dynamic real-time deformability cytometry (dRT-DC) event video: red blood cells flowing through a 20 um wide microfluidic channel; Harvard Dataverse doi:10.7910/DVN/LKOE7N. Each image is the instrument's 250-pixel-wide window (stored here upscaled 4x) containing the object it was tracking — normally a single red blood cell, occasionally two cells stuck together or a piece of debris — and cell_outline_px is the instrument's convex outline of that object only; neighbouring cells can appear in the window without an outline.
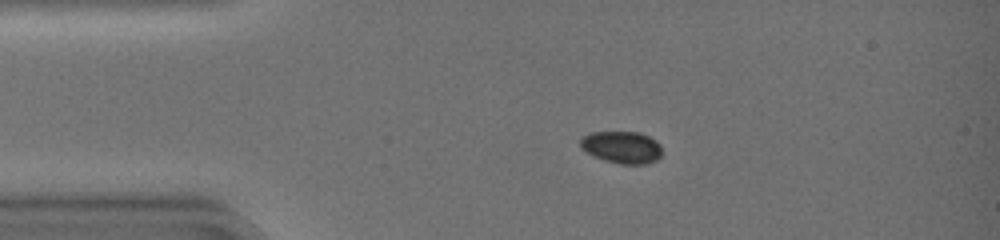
{"species": "common noctule bat (a hibernating species)", "species_latin": "Nyctalus noctula", "temperature_condition": "warm", "stored_images_in_passage": 45, "camera_frame_rate_fps": 3000, "um_per_image_px": 0.085, "animal": {"sex": "female", "body_mass_g": 19.0, "forearm_length_mm": 51.5}, "frame": {"image": 1, "passage_image": 9, "time_ms": 2.667, "image_size_px": [1000, 240], "cell_outline_px": [[660, 156], [656, 160], [644, 164], [620, 164], [604, 160], [592, 156], [580, 148], [580, 140], [584, 136], [592, 132], [640, 132], [656, 140], [660, 144]], "centroid_in_image_um": [52.83, 12.51], "position_along_channel_um": 32.2, "area_um2": 15.32}}
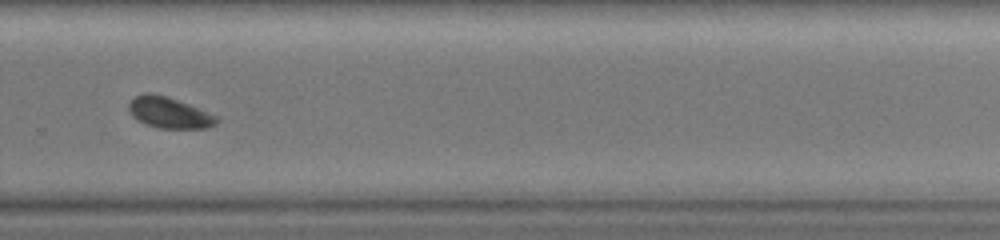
{"frame": {"image": 2, "passage_image": 32, "time_ms": 10.333, "image_size_px": [1000, 240], "cell_outline_px": [[220, 120], [216, 124], [208, 128], [156, 128], [144, 124], [136, 120], [128, 112], [128, 104], [136, 96], [144, 92], [152, 92], [168, 96], [188, 104], [216, 116]], "centroid_in_image_um": [14.33, 9.57], "position_along_channel_um": 315.5, "area_um2": 16.07}}
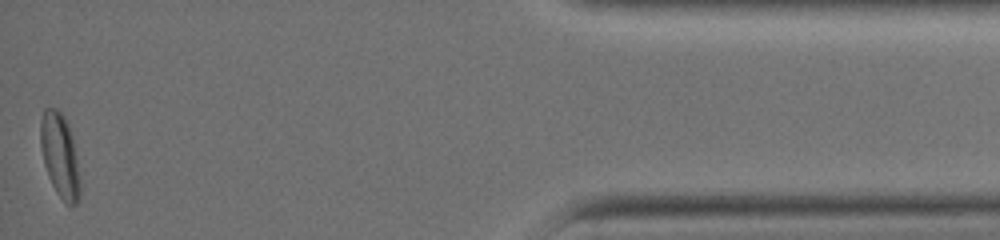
{"frame": {"image": 3, "passage_image": 45, "time_ms": 14.667, "image_size_px": [1000, 240], "cell_outline_px": [[80, 192], [76, 204], [64, 204], [56, 192], [48, 176], [44, 164], [40, 144], [40, 120], [44, 108], [56, 108], [64, 116], [68, 124], [72, 136], [80, 180]], "centroid_in_image_um": [5.07, 13.21], "position_along_channel_um": 430.1, "area_um2": 19.36}, "authors_computed_cell_mechanics": {"area_um2": 16.3574, "velocity_mm_per_s": 4.2328, "shape_relaxation_time_tau1_ms": 1.6807, "shape_relaxation_time_tau2_ms": null, "deformation_change_tau1": 0.0498, "deformation_change_tau2": null}}